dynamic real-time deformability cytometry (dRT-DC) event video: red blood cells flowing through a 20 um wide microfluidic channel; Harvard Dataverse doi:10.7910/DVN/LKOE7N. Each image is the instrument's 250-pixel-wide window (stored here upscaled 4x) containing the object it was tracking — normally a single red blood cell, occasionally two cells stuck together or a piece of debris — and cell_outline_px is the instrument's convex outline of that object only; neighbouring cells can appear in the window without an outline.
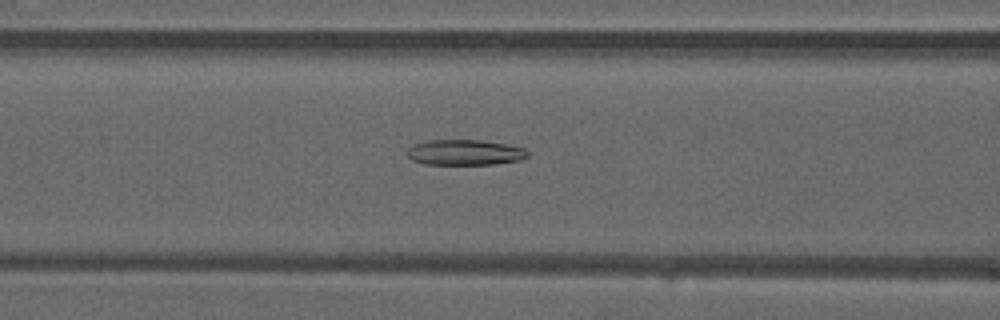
{"species": "common noctule bat (a hibernating species)", "species_latin": "Nyctalus noctula", "temperature_condition": "warm", "stored_images_in_passage": 31, "camera_frame_rate_fps": 3000, "um_per_image_px": 0.085, "animal": {"sex": "male", "forearm_length_mm": 52.5}, "frame": {"image": 1, "passage_image": 9, "time_ms": 2.667, "image_size_px": [1000, 320], "cell_outline_px": [[528, 156], [520, 160], [496, 164], [424, 164], [412, 160], [408, 156], [408, 148], [416, 144], [428, 140], [480, 140], [504, 144], [524, 148], [528, 152]], "centroid_in_image_um": [39.52, 12.96], "position_along_channel_um": 127.1, "area_um2": 17.74}}
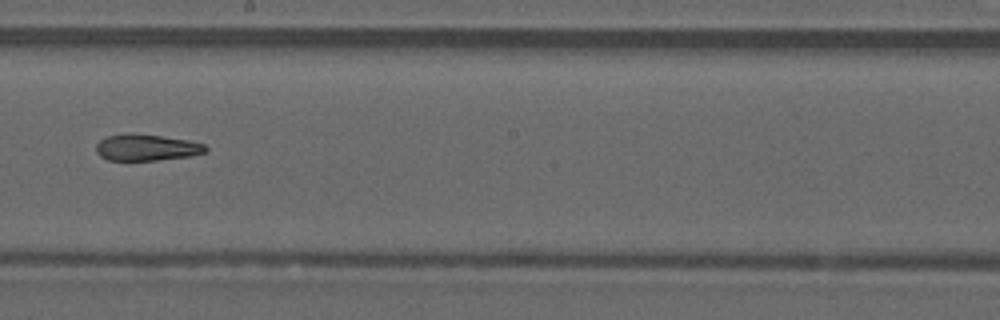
{"frame": {"image": 2, "passage_image": 17, "time_ms": 5.333, "image_size_px": [1000, 320], "cell_outline_px": [[208, 148], [204, 152], [192, 156], [156, 160], [108, 160], [100, 156], [96, 152], [96, 144], [100, 140], [108, 136], [128, 132], [160, 136], [188, 140], [204, 144]], "centroid_in_image_um": [12.43, 12.53], "position_along_channel_um": 235.8, "area_um2": 16.88}}
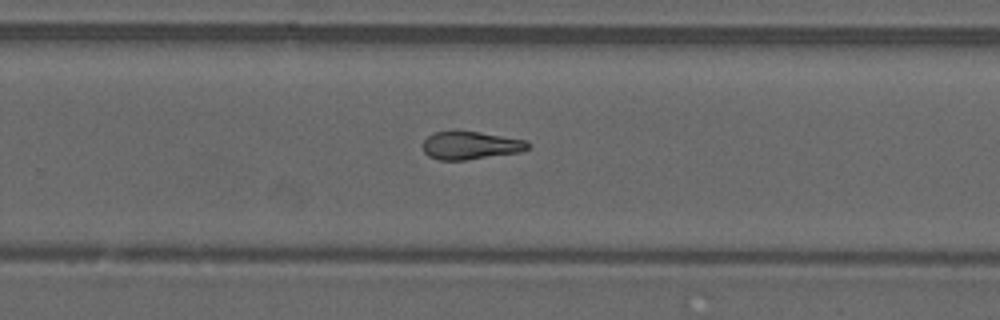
{"frame": {"image": 3, "passage_image": 21, "time_ms": 6.667, "image_size_px": [1000, 320], "cell_outline_px": [[528, 148], [520, 152], [464, 160], [440, 160], [428, 156], [424, 152], [424, 140], [432, 132], [480, 132], [528, 140]], "centroid_in_image_um": [40.0, 12.36], "position_along_channel_um": 289.8, "area_um2": 16.88}, "authors_computed_cell_mechanics": {"area_um2": 17.8602, "velocity_mm_per_s": 4.0847, "shape_relaxation_time_tau1_ms": null, "shape_relaxation_time_tau2_ms": 8.7506, "deformation_change_tau1": null, "deformation_change_tau2": 0.1899}}